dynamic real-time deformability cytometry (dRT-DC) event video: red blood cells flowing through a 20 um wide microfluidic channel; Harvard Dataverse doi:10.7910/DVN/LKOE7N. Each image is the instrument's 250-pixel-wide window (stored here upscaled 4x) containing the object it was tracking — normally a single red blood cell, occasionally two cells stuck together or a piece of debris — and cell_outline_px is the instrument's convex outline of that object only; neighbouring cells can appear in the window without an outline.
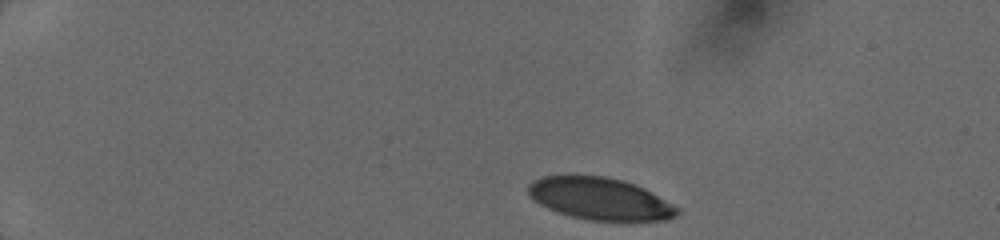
{"species": "human", "species_latin": "Homo sapiens", "temperature_condition": "cold", "stored_images_in_passage": 19, "camera_frame_rate_fps": 3000, "um_per_image_px": 0.085, "donor": {"sex": "female"}, "frame": {"image": 1, "passage_image": 1, "time_ms": 0.0, "image_size_px": [1000, 240], "cell_outline_px": [[680, 212], [676, 216], [664, 220], [592, 220], [572, 216], [548, 208], [540, 204], [528, 192], [528, 184], [532, 180], [544, 176], [568, 172], [572, 172], [604, 176], [624, 180], [636, 184], [652, 192], [680, 208]], "centroid_in_image_um": [50.98, 16.83], "position_along_channel_um": 34.0, "area_um2": 37.11}}
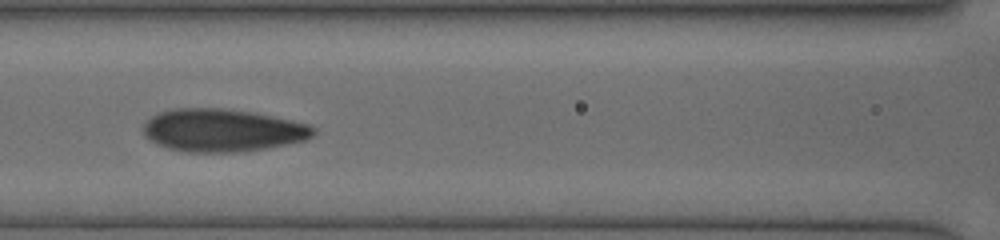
{"frame": {"image": 2, "passage_image": 14, "time_ms": 5.0, "image_size_px": [1000, 240], "cell_outline_px": [[316, 132], [312, 136], [304, 140], [268, 148], [244, 152], [180, 152], [156, 144], [144, 136], [144, 124], [152, 116], [160, 112], [172, 108], [220, 108], [252, 112], [292, 120], [308, 124], [316, 128]], "centroid_in_image_um": [18.9, 11.08], "position_along_channel_um": 147.7, "area_um2": 42.54}}
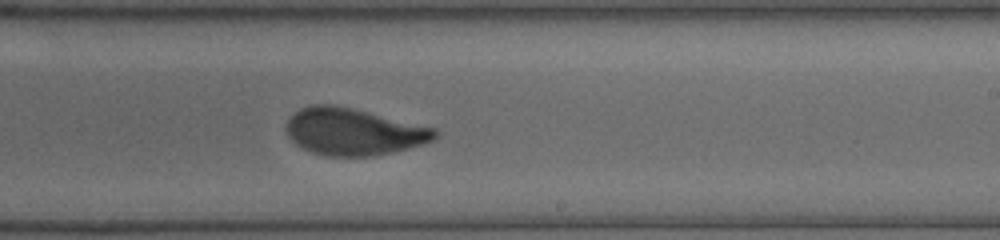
{"frame": {"image": 3, "passage_image": 19, "time_ms": 7.667, "image_size_px": [1000, 240], "cell_outline_px": [[440, 136], [424, 144], [392, 152], [372, 156], [324, 156], [312, 152], [296, 144], [288, 136], [288, 120], [300, 108], [312, 104], [332, 104], [436, 128], [440, 132]], "centroid_in_image_um": [30.08, 11.2], "position_along_channel_um": 258.9, "area_um2": 40.29}}